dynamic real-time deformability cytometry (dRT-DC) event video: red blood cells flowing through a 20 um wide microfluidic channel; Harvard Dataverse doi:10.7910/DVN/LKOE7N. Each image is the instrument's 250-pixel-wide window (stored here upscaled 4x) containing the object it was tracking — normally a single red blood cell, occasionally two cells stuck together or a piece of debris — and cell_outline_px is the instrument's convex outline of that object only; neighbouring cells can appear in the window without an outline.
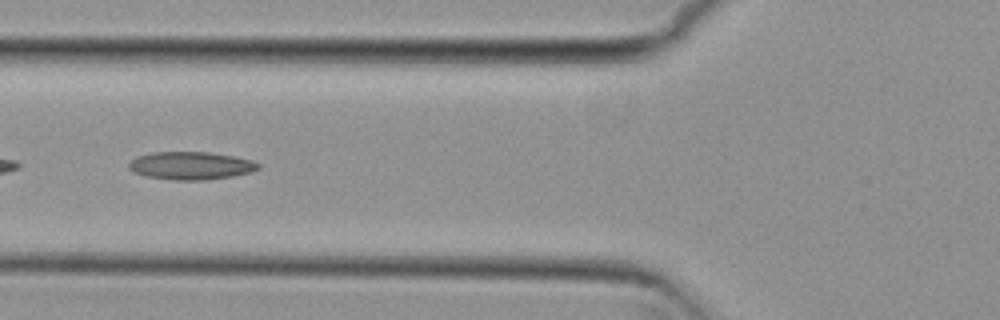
{"species": "common noctule bat (a hibernating species)", "species_latin": "Nyctalus noctula", "temperature_condition": "cold", "stored_images_in_passage": 10, "camera_frame_rate_fps": 3000, "um_per_image_px": 0.085, "animal": {"sex": "female", "body_mass_g": 29.2, "forearm_length_mm": 56.3}, "frame": {"image": 1, "passage_image": 10, "time_ms": 3.0, "image_size_px": [1000, 320], "cell_outline_px": [[260, 168], [252, 172], [232, 176], [204, 180], [172, 180], [148, 176], [132, 172], [128, 168], [128, 164], [136, 156], [152, 152], [212, 152], [236, 156], [252, 160], [260, 164]], "centroid_in_image_um": [16.24, 14.07], "position_along_channel_um": 109.6, "area_um2": 21.21}}